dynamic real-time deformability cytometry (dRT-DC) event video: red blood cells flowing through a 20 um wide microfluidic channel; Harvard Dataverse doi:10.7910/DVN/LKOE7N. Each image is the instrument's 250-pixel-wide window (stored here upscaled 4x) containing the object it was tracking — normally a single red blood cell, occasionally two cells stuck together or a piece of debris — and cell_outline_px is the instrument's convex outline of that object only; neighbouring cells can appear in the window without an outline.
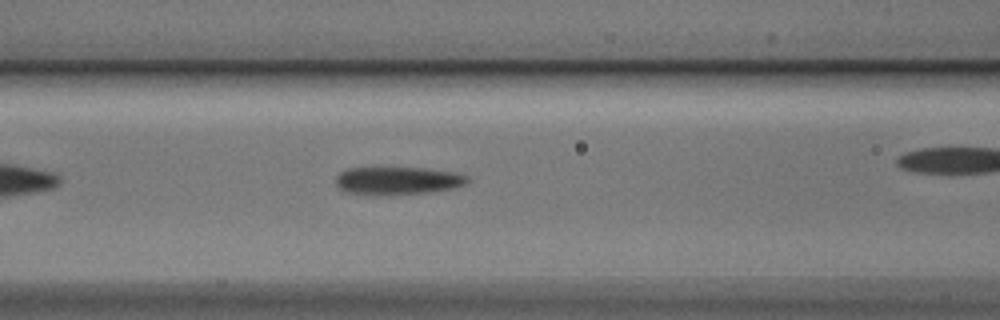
{"species": "Egyptian fruit bat (a non-hibernating species)", "species_latin": "Rousettus aegyptiacus", "temperature_condition": "cold", "stored_images_in_passage": 38, "camera_frame_rate_fps": 3000, "um_per_image_px": 0.085, "animal": {"sex": "male"}, "frame": {"image": 1, "passage_image": 6, "time_ms": 1.667, "image_size_px": [1000, 320], "cell_outline_px": [[472, 180], [456, 188], [432, 192], [388, 196], [364, 196], [348, 192], [340, 188], [336, 184], [336, 176], [340, 172], [348, 168], [428, 168], [456, 172], [468, 176]], "centroid_in_image_um": [33.83, 15.38], "position_along_channel_um": 132.8, "area_um2": 22.08}, "authors_computed_cell_mechanics": {"area_um2": 20.9814, "velocity_mm_per_s": 3.7821, "shape_relaxation_time_tau1_ms": 3.1741, "shape_relaxation_time_tau2_ms": 9.7334, "deformation_change_tau1": 0.1204, "deformation_change_tau2": 0.1828}}